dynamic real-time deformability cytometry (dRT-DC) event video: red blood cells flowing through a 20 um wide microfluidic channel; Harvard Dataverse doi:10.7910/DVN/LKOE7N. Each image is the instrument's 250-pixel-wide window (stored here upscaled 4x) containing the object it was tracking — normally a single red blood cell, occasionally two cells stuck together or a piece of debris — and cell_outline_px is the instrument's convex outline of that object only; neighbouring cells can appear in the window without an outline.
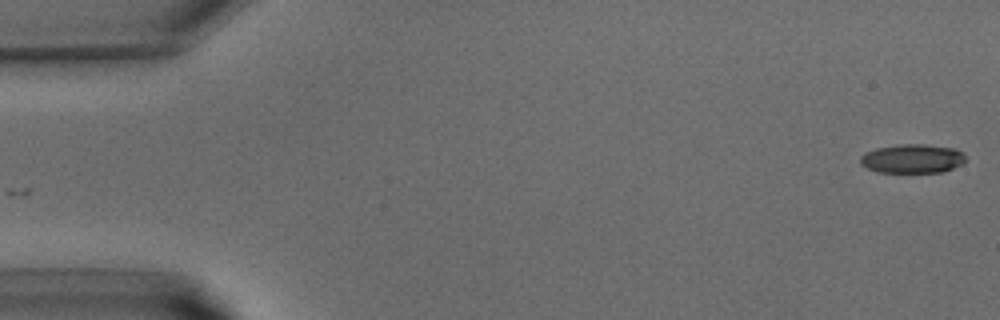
{"species": "common noctule bat (a hibernating species)", "species_latin": "Nyctalus noctula", "temperature_condition": "warm", "stored_images_in_passage": 5, "camera_frame_rate_fps": 3000, "um_per_image_px": 0.085, "animal": {"sex": "male", "body_mass_g": 15.6}, "frame": {"image": 1, "passage_image": 1, "time_ms": 0.0, "image_size_px": [1000, 320], "cell_outline_px": [[964, 160], [960, 164], [944, 172], [876, 172], [860, 164], [860, 156], [864, 152], [876, 148], [904, 144], [920, 144], [956, 148], [964, 156]], "centroid_in_image_um": [77.5, 13.48], "position_along_channel_um": 7.5, "area_um2": 17.63}}